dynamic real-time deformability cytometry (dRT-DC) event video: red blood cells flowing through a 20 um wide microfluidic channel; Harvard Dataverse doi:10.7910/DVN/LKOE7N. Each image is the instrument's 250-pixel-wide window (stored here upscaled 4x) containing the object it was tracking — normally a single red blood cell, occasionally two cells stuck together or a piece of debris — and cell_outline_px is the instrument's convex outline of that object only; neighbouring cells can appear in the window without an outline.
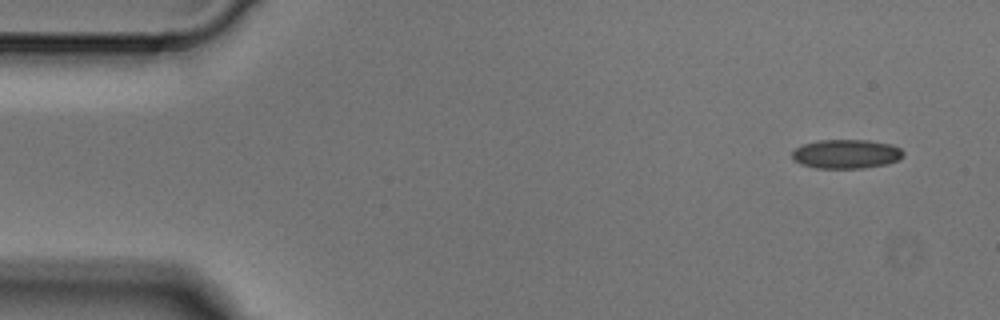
{"species": "Egyptian fruit bat (a non-hibernating species)", "species_latin": "Rousettus aegyptiacus", "temperature_condition": "cold", "stored_images_in_passage": 5, "segment_of_instrument_passage": [2, 2], "camera_frame_rate_fps": 3000, "um_per_image_px": 0.085, "animal": {"sex": "male"}, "frame": {"image": 1, "passage_image": 5, "time_ms": 1.333, "image_size_px": [1000, 320], "cell_outline_px": [[904, 156], [900, 160], [888, 164], [864, 168], [816, 168], [800, 164], [792, 160], [792, 152], [796, 148], [804, 144], [816, 140], [868, 140], [892, 144], [900, 148], [904, 152]], "centroid_in_image_um": [71.95, 13.09], "position_along_channel_um": 13.0, "area_um2": 19.13}}